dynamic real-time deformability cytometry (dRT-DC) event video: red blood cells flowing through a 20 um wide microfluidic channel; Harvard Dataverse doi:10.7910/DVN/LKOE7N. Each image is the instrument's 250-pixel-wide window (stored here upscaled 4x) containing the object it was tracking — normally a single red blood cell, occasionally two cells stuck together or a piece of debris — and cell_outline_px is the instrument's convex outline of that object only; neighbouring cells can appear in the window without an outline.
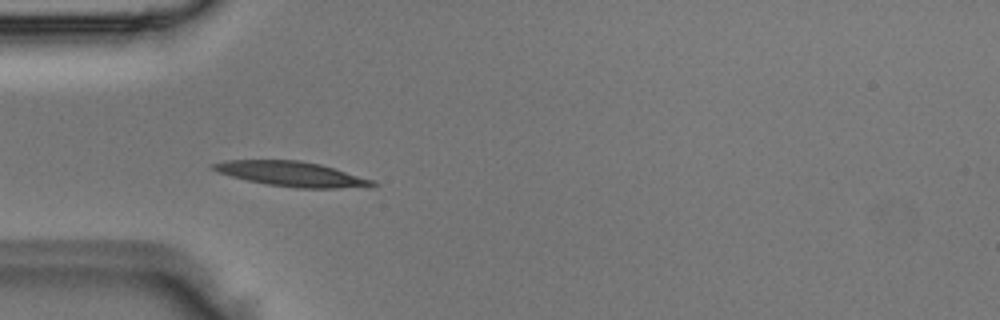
{"species": "Egyptian fruit bat (a non-hibernating species)", "species_latin": "Rousettus aegyptiacus", "temperature_condition": "room temperature", "stored_images_in_passage": 5, "camera_frame_rate_fps": 3000, "um_per_image_px": 0.085, "animal": {"sex": "male"}, "frame": {"image": 1, "passage_image": 4, "time_ms": 1.0, "image_size_px": [1000, 320], "cell_outline_px": [[380, 184], [368, 188], [296, 188], [264, 184], [216, 172], [208, 168], [208, 164], [224, 160], [300, 160], [320, 164], [376, 180]], "centroid_in_image_um": [24.82, 14.79], "position_along_channel_um": 60.2, "area_um2": 23.64}}
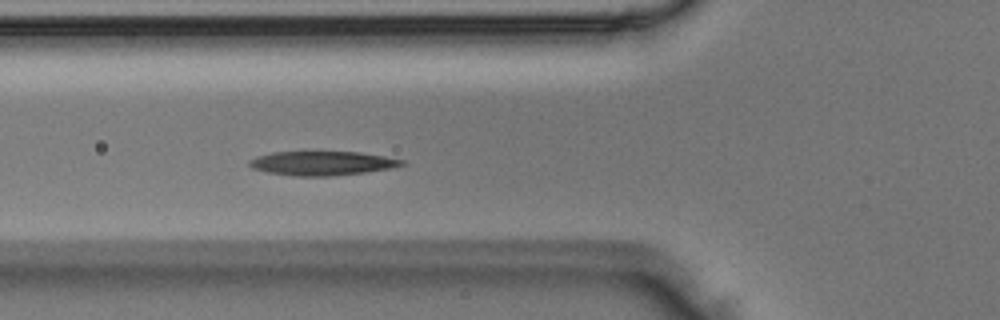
{"frame": {"image": 2, "passage_image": 5, "time_ms": 1.333, "image_size_px": [1000, 320], "cell_outline_px": [[408, 164], [392, 168], [364, 172], [332, 176], [292, 176], [268, 172], [252, 168], [248, 164], [248, 160], [272, 152], [360, 152], [384, 156], [404, 160]], "centroid_in_image_um": [27.41, 13.88], "position_along_channel_um": 98.4, "area_um2": 21.39}}